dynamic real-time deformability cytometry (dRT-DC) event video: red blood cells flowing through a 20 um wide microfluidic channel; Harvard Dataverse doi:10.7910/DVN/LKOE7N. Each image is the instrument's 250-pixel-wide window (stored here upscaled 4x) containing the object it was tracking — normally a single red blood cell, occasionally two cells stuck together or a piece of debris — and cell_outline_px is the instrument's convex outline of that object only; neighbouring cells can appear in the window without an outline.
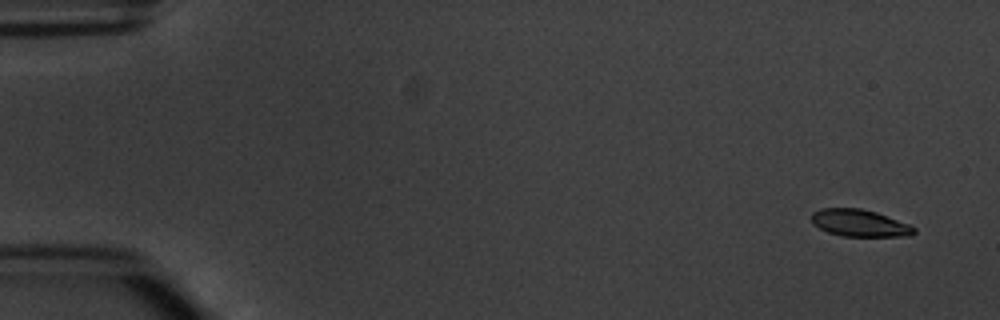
{"species": "common noctule bat (a hibernating species)", "species_latin": "Nyctalus noctula", "temperature_condition": "warm", "stored_images_in_passage": 4, "camera_frame_rate_fps": 3000, "um_per_image_px": 0.085, "animal": {"sex": "male", "body_mass_g": 20.1, "forearm_length_mm": 53.5}, "frame": {"image": 1, "passage_image": 1, "time_ms": 0.0, "image_size_px": [1000, 320], "cell_outline_px": [[916, 232], [912, 236], [844, 236], [828, 232], [812, 224], [812, 212], [820, 208], [860, 208], [876, 212], [908, 224], [916, 228]], "centroid_in_image_um": [73.06, 18.96], "position_along_channel_um": 11.9, "area_um2": 16.13}}
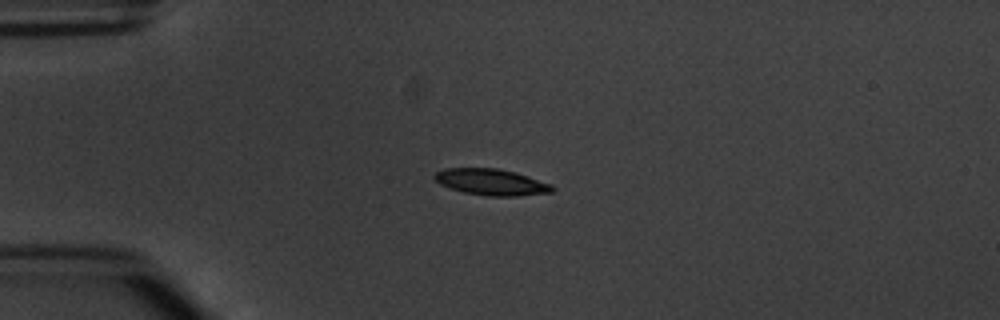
{"frame": {"image": 2, "passage_image": 4, "time_ms": 3.667, "image_size_px": [1000, 320], "cell_outline_px": [[556, 188], [552, 192], [516, 196], [488, 196], [464, 192], [440, 184], [432, 176], [436, 172], [444, 168], [496, 168], [516, 172], [552, 184]], "centroid_in_image_um": [41.78, 15.47], "position_along_channel_um": 43.2, "area_um2": 18.03}}